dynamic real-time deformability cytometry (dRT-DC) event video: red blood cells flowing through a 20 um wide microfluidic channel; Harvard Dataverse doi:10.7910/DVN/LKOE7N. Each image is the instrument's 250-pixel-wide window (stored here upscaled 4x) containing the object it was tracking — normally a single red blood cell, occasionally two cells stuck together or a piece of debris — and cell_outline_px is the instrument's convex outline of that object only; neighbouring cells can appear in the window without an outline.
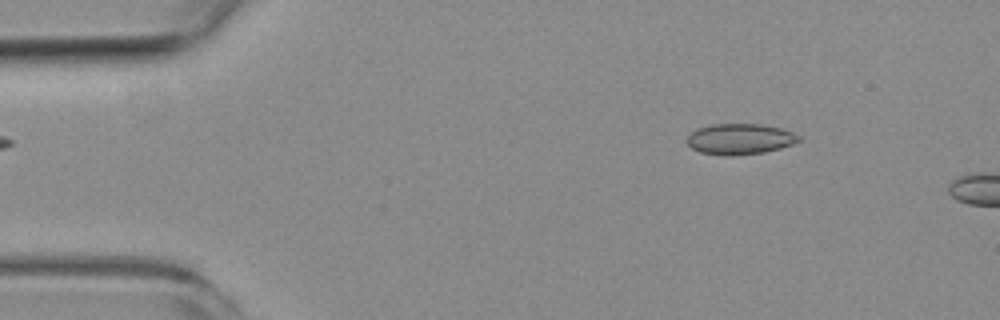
{"species": "common noctule bat (a hibernating species)", "species_latin": "Nyctalus noctula", "temperature_condition": "room temperature", "stored_images_in_passage": 4, "camera_frame_rate_fps": 3000, "um_per_image_px": 0.085, "animal": {"sex": "female", "body_mass_g": 19.3, "forearm_length_mm": 54.1}, "frame": {"image": 1, "passage_image": 2, "time_ms": 1.333, "image_size_px": [1000, 320], "cell_outline_px": [[800, 140], [792, 144], [780, 148], [764, 152], [732, 156], [724, 156], [700, 152], [692, 148], [684, 140], [696, 128], [712, 124], [760, 124], [780, 128], [792, 132], [800, 136]], "centroid_in_image_um": [62.85, 11.82], "position_along_channel_um": 22.1, "area_um2": 20.11}}